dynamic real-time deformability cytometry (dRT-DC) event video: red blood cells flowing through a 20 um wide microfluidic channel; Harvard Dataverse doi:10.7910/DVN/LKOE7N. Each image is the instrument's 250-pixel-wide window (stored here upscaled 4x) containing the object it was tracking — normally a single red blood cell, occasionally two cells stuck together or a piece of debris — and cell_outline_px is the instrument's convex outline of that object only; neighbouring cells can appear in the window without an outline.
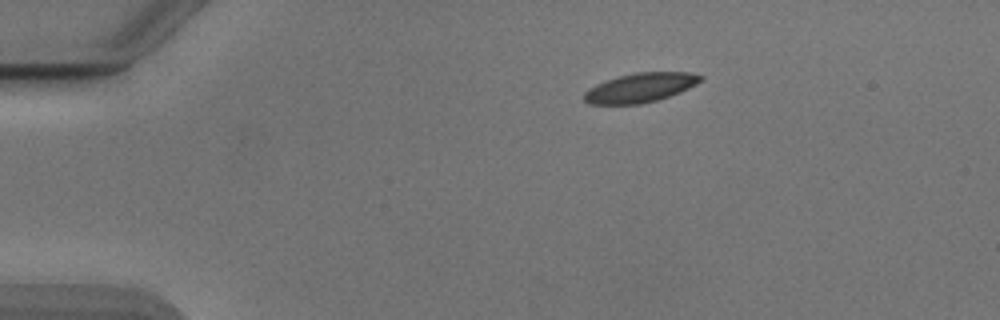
{"species": "Egyptian fruit bat (a non-hibernating species)", "species_latin": "Rousettus aegyptiacus", "temperature_condition": "cold", "stored_images_in_passage": 44, "camera_frame_rate_fps": 3000, "um_per_image_px": 0.085, "animal": {"sex": "male"}, "frame": {"image": 1, "passage_image": 1, "time_ms": 0.0, "image_size_px": [1000, 320], "cell_outline_px": [[704, 80], [680, 92], [656, 100], [640, 104], [588, 104], [584, 100], [584, 92], [588, 88], [604, 80], [636, 72], [688, 72], [704, 76]], "centroid_in_image_um": [54.42, 7.44], "position_along_channel_um": 30.6, "area_um2": 19.88}}
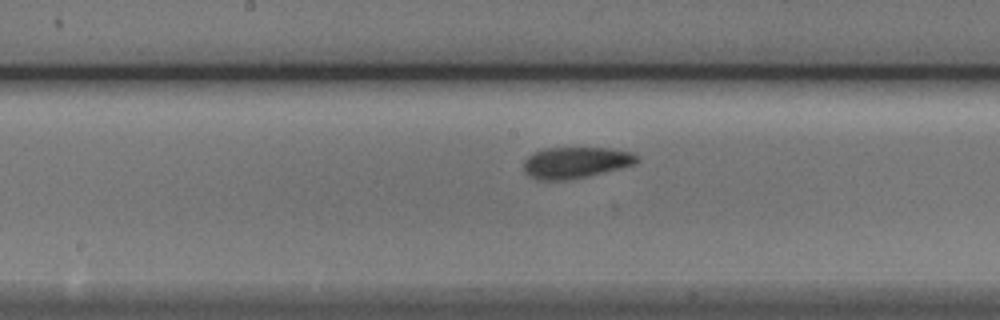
{"frame": {"image": 2, "passage_image": 19, "time_ms": 6.0, "image_size_px": [1000, 320], "cell_outline_px": [[640, 160], [636, 164], [588, 176], [564, 180], [536, 180], [528, 176], [524, 172], [524, 160], [532, 152], [544, 148], [612, 148], [632, 152], [640, 156]], "centroid_in_image_um": [48.94, 13.81], "position_along_channel_um": 199.3, "area_um2": 20.92}}
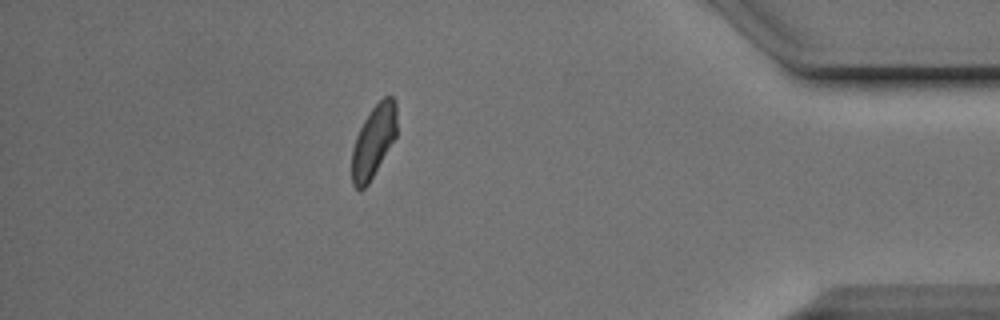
{"frame": {"image": 3, "passage_image": 38, "time_ms": 12.333, "image_size_px": [1000, 320], "cell_outline_px": [[396, 136], [368, 184], [364, 188], [356, 188], [352, 184], [352, 148], [356, 136], [364, 120], [372, 108], [384, 96], [392, 96], [396, 100]], "centroid_in_image_um": [31.75, 11.98], "position_along_channel_um": 403.4, "area_um2": 18.67}, "authors_computed_cell_mechanics": {"area_um2": 20.2011, "velocity_mm_per_s": 3.8657, "shape_relaxation_time_tau1_ms": 5.4989, "shape_relaxation_time_tau2_ms": 3.0597, "deformation_change_tau1": 0.127, "deformation_change_tau2": 0.0796}}